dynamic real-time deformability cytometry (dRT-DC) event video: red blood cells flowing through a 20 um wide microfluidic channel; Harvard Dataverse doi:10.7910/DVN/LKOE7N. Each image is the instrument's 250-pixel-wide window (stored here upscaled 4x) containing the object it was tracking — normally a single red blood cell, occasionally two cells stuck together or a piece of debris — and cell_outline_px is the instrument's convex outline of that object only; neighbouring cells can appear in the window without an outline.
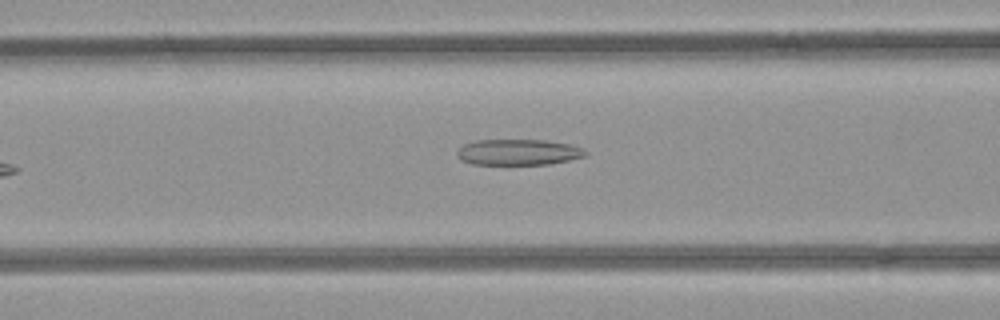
{"species": "common noctule bat (a hibernating species)", "species_latin": "Nyctalus noctula", "temperature_condition": "room temperature", "stored_images_in_passage": 34, "camera_frame_rate_fps": 3000, "um_per_image_px": 0.085, "animal": {"sex": "female", "body_mass_g": 21.9}, "frame": {"image": 1, "passage_image": 6, "time_ms": 1.667, "image_size_px": [1000, 320], "cell_outline_px": [[588, 152], [584, 156], [568, 160], [548, 164], [472, 164], [460, 160], [456, 156], [456, 152], [464, 144], [476, 140], [544, 140], [572, 144], [584, 148]], "centroid_in_image_um": [44.05, 12.93], "position_along_channel_um": 122.5, "area_um2": 19.42}}
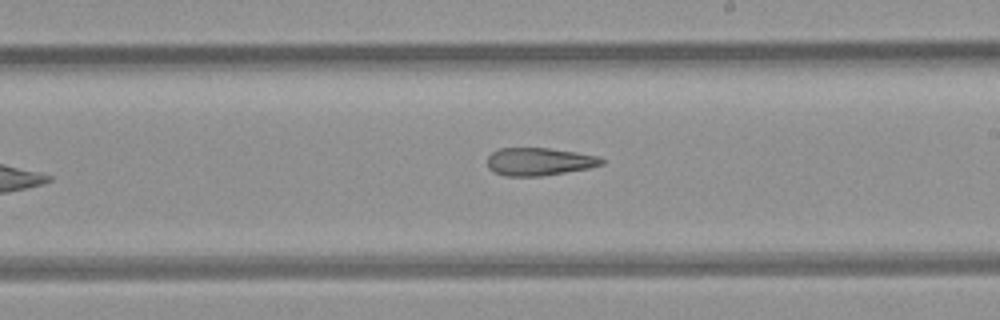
{"frame": {"image": 2, "passage_image": 15, "time_ms": 4.667, "image_size_px": [1000, 320], "cell_outline_px": [[604, 164], [588, 168], [540, 176], [504, 176], [488, 168], [488, 156], [492, 152], [500, 148], [548, 148], [576, 152], [600, 156], [604, 160]], "centroid_in_image_um": [45.84, 13.73], "position_along_channel_um": 243.2, "area_um2": 18.44}}
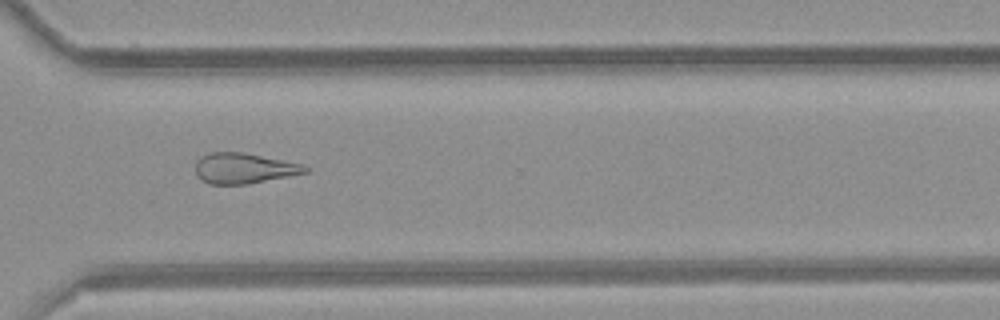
{"frame": {"image": 3, "passage_image": 23, "time_ms": 7.333, "image_size_px": [1000, 320], "cell_outline_px": [[308, 172], [248, 184], [208, 184], [196, 176], [196, 160], [200, 156], [212, 152], [244, 152], [300, 164], [308, 168]], "centroid_in_image_um": [20.67, 14.3], "position_along_channel_um": 349.9, "area_um2": 19.36}, "authors_computed_cell_mechanics": {"area_um2": 19.7098, "velocity_mm_per_s": 4.0123, "shape_relaxation_time_tau1_ms": null, "shape_relaxation_time_tau2_ms": 5.098, "deformation_change_tau1": null, "deformation_change_tau2": 0.1803}}